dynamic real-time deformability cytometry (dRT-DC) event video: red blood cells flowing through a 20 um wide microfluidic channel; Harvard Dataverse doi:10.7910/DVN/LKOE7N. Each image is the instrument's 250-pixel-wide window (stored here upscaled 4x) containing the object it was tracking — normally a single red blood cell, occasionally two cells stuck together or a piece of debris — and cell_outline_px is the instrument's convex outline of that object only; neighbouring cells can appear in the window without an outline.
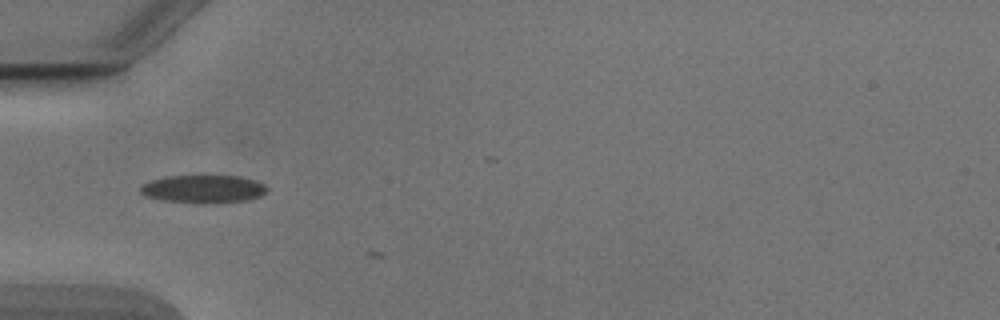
{"species": "Egyptian fruit bat (a non-hibernating species)", "species_latin": "Rousettus aegyptiacus", "temperature_condition": "cold", "stored_images_in_passage": 4, "camera_frame_rate_fps": 3000, "um_per_image_px": 0.085, "animal": {"sex": "male"}, "frame": {"image": 1, "passage_image": 3, "time_ms": 0.667, "image_size_px": [1000, 320], "cell_outline_px": [[268, 188], [260, 196], [248, 200], [216, 204], [200, 204], [164, 200], [144, 196], [140, 192], [140, 184], [152, 180], [168, 176], [240, 176], [256, 180], [264, 184]], "centroid_in_image_um": [17.28, 16.08], "position_along_channel_um": 67.7, "area_um2": 20.92}}